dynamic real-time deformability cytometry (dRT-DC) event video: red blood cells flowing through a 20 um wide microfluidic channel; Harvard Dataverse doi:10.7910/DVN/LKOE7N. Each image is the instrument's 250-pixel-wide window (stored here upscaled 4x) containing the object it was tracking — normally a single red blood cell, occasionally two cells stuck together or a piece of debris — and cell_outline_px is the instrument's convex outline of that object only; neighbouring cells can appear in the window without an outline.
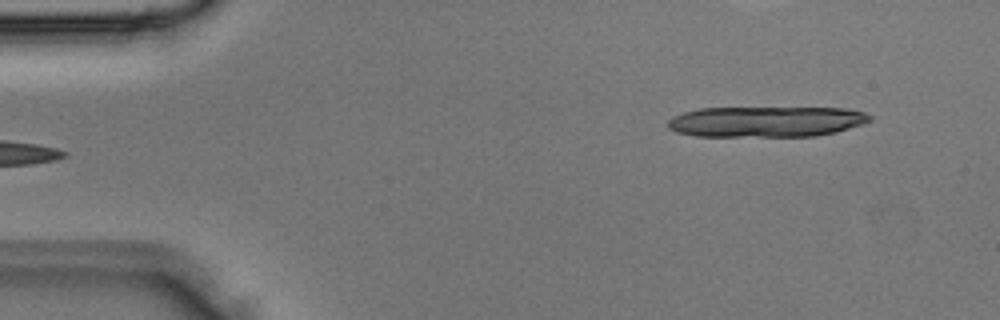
{"species": "Egyptian fruit bat (a non-hibernating species)", "species_latin": "Rousettus aegyptiacus", "temperature_condition": "room temperature", "stored_images_in_passage": 3, "camera_frame_rate_fps": 3000, "um_per_image_px": 0.085, "animal": {"sex": "male"}, "frame": {"image": 1, "passage_image": 3, "time_ms": 0.667, "image_size_px": [1000, 320], "cell_outline_px": [[872, 120], [836, 132], [816, 136], [696, 136], [676, 132], [668, 128], [668, 120], [672, 116], [684, 112], [700, 108], [844, 108], [864, 112], [872, 116]], "centroid_in_image_um": [65.1, 10.34], "position_along_channel_um": 19.9, "area_um2": 36.07}}